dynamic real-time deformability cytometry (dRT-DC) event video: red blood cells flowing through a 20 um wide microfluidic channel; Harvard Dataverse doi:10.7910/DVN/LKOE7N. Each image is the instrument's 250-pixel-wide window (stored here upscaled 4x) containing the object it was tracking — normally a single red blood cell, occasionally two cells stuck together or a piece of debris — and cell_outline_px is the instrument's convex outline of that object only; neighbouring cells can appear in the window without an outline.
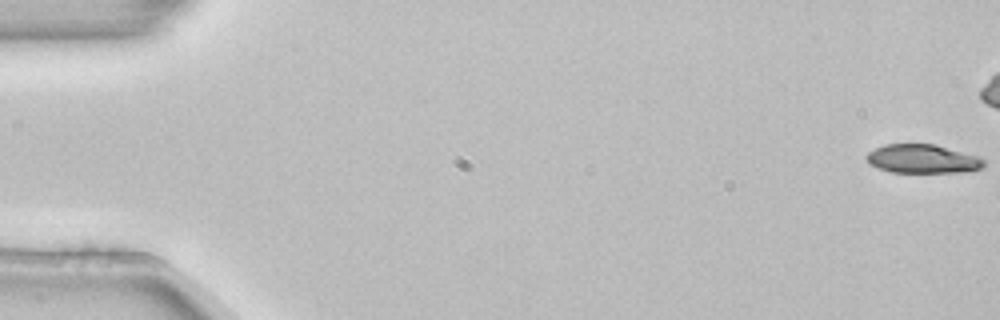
{"species": "common noctule bat (a hibernating species)", "species_latin": "Nyctalus noctula", "temperature_condition": "room temperature", "stored_images_in_passage": 5, "camera_frame_rate_fps": 3000, "um_per_image_px": 0.085, "animal": {"sex": "female", "body_mass_g": 22.7, "forearm_length_mm": 54.2}, "frame": {"image": 1, "passage_image": 1, "time_ms": 0.0, "image_size_px": [1000, 320], "cell_outline_px": [[984, 164], [980, 168], [968, 172], [892, 172], [876, 168], [868, 164], [864, 156], [868, 152], [884, 144], [932, 144], [980, 156], [984, 160]], "centroid_in_image_um": [78.38, 13.51], "position_along_channel_um": 6.6, "area_um2": 19.77}}